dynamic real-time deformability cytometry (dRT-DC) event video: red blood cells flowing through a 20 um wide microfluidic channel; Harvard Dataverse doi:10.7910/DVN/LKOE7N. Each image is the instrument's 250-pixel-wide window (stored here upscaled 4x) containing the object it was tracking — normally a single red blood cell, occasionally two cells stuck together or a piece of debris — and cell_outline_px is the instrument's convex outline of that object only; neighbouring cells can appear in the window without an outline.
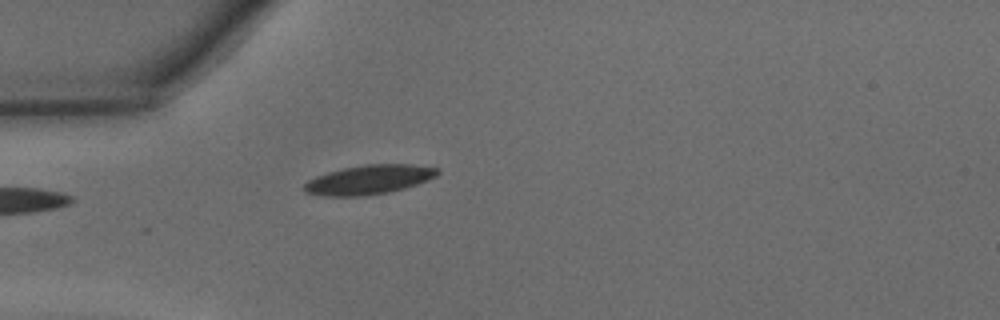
{"species": "common noctule bat (a hibernating species)", "species_latin": "Nyctalus noctula", "temperature_condition": "warm", "stored_images_in_passage": 5, "camera_frame_rate_fps": 3000, "um_per_image_px": 0.085, "animal": {"sex": "male", "body_mass_g": 15.6}, "frame": {"image": 1, "passage_image": 1, "time_ms": 0.0, "image_size_px": [1000, 320], "cell_outline_px": [[440, 172], [436, 176], [428, 180], [404, 188], [388, 192], [368, 196], [324, 196], [304, 192], [300, 188], [308, 180], [316, 176], [328, 172], [344, 168], [364, 164], [412, 164], [440, 168]], "centroid_in_image_um": [31.34, 15.27], "position_along_channel_um": 53.7, "area_um2": 22.95}}